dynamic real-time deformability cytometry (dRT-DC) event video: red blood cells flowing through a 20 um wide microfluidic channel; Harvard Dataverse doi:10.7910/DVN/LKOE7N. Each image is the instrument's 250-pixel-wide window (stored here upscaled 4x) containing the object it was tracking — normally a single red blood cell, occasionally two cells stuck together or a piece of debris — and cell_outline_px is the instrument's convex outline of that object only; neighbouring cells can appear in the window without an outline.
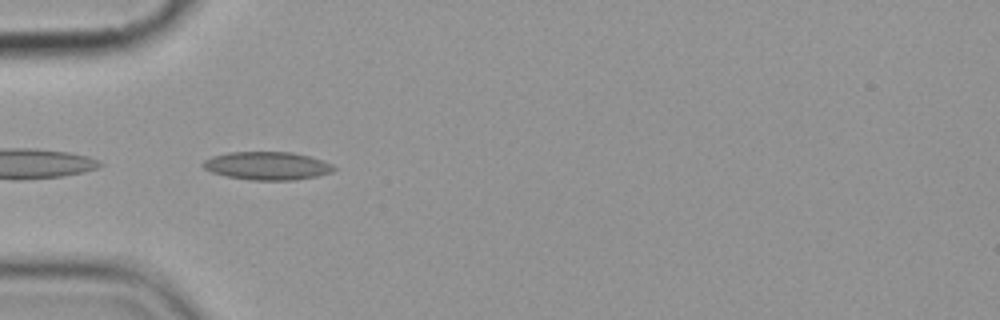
{"species": "common noctule bat (a hibernating species)", "species_latin": "Nyctalus noctula", "temperature_condition": "cold", "stored_images_in_passage": 4, "camera_frame_rate_fps": 3000, "um_per_image_px": 0.085, "animal": {"sex": "female", "body_mass_g": 19.9}, "frame": {"image": 1, "passage_image": 3, "time_ms": 3.333, "image_size_px": [1000, 320], "cell_outline_px": [[336, 168], [332, 172], [316, 176], [296, 180], [252, 180], [228, 176], [212, 172], [204, 168], [200, 164], [204, 160], [212, 156], [228, 152], [292, 152], [324, 160], [332, 164]], "centroid_in_image_um": [22.72, 14.09], "position_along_channel_um": 62.3, "area_um2": 21.44}}